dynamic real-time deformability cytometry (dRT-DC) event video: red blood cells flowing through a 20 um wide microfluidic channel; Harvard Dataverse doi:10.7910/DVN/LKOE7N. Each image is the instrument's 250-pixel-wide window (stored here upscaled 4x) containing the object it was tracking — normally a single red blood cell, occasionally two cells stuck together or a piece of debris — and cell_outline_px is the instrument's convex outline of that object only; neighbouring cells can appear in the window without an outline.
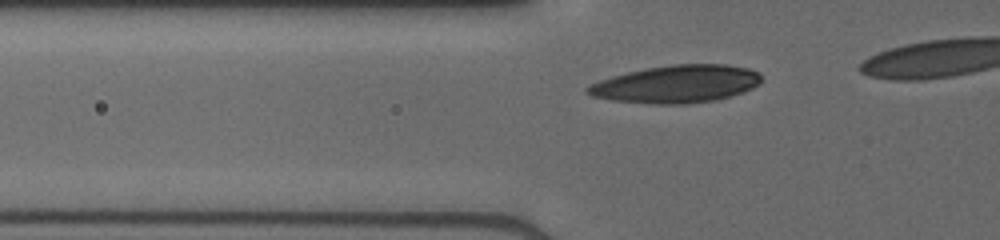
{"species": "human", "species_latin": "Homo sapiens", "temperature_condition": "cold", "stored_images_in_passage": 28, "camera_frame_rate_fps": 3000, "um_per_image_px": 0.085, "donor": {"sex": "male"}, "frame": {"image": 1, "passage_image": 4, "time_ms": 1.0, "image_size_px": [1000, 240], "cell_outline_px": [[760, 84], [752, 88], [716, 100], [688, 104], [656, 104], [612, 100], [592, 96], [584, 92], [584, 88], [600, 80], [612, 76], [628, 72], [648, 68], [672, 64], [724, 64], [748, 68], [760, 72]], "centroid_in_image_um": [57.49, 7.14], "position_along_channel_um": 68.3, "area_um2": 37.97}}
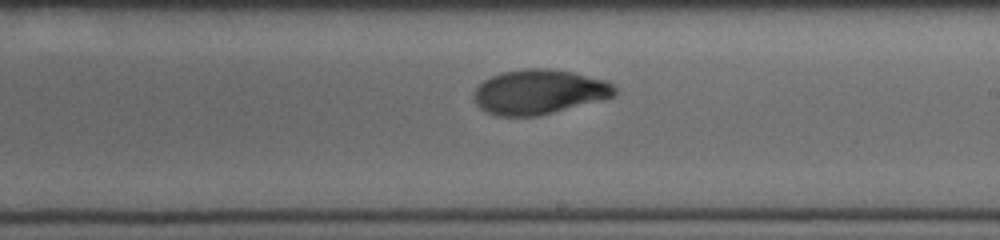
{"frame": {"image": 2, "passage_image": 17, "time_ms": 5.333, "image_size_px": [1000, 240], "cell_outline_px": [[620, 88], [616, 96], [536, 116], [496, 116], [480, 108], [472, 100], [472, 92], [484, 80], [500, 72], [524, 68], [552, 68], [572, 72], [608, 80]], "centroid_in_image_um": [45.84, 7.79], "position_along_channel_um": 243.2, "area_um2": 37.11}}
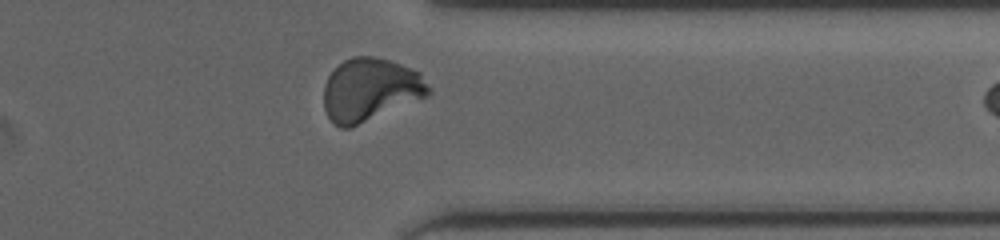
{"frame": {"image": 3, "passage_image": 27, "time_ms": 8.667, "image_size_px": [1000, 240], "cell_outline_px": [[432, 92], [428, 96], [352, 128], [340, 128], [332, 124], [324, 108], [324, 84], [328, 76], [344, 60], [352, 56], [376, 56], [400, 64], [420, 72], [432, 88]], "centroid_in_image_um": [31.48, 7.64], "position_along_channel_um": 379.9, "area_um2": 38.9}}